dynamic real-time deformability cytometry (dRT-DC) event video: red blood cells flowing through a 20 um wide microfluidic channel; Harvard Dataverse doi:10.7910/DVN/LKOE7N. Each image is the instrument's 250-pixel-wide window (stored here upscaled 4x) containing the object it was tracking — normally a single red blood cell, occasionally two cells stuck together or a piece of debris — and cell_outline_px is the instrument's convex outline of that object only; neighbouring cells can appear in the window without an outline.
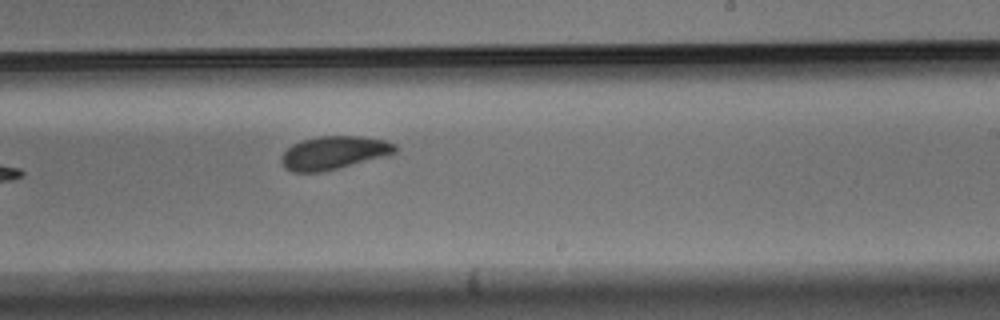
{"species": "Egyptian fruit bat (a non-hibernating species)", "species_latin": "Rousettus aegyptiacus", "temperature_condition": "warm", "stored_images_in_passage": 9, "camera_frame_rate_fps": 3000, "um_per_image_px": 0.085, "animal": {"sex": "male"}, "frame": {"image": 1, "passage_image": 9, "time_ms": 2.667, "image_size_px": [1000, 320], "cell_outline_px": [[396, 152], [388, 156], [320, 172], [292, 172], [284, 168], [280, 160], [284, 152], [292, 144], [300, 140], [320, 136], [360, 136], [384, 140], [396, 144]], "centroid_in_image_um": [28.37, 12.98], "position_along_channel_um": 260.6, "area_um2": 22.08}}